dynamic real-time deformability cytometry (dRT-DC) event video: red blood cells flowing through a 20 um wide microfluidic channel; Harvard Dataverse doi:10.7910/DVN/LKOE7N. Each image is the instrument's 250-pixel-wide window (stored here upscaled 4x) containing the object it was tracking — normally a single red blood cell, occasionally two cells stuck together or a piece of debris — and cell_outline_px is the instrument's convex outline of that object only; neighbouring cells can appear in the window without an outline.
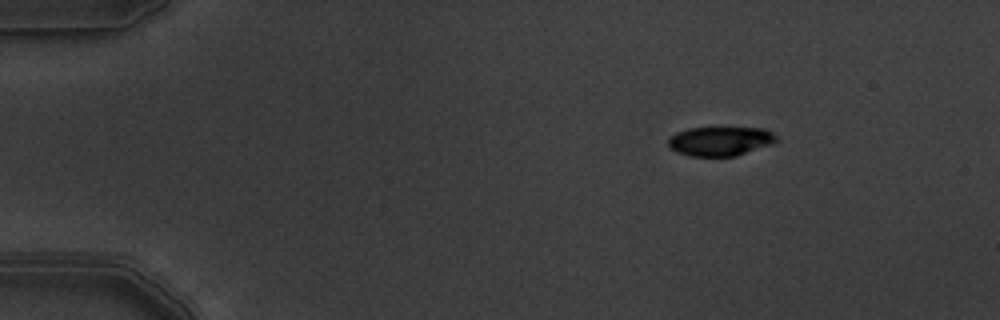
{"species": "common noctule bat (a hibernating species)", "species_latin": "Nyctalus noctula", "temperature_condition": "warm", "stored_images_in_passage": 4, "segment_of_instrument_passage": [1, 2], "camera_frame_rate_fps": 3000, "um_per_image_px": 0.085, "animal": {"sex": "male", "body_mass_g": 19.5, "forearm_length_mm": 54.6}, "frame": {"image": 1, "passage_image": 1, "time_ms": 0.0, "image_size_px": [1000, 320], "cell_outline_px": [[776, 140], [772, 144], [736, 156], [688, 156], [676, 152], [668, 144], [668, 140], [676, 132], [688, 128], [764, 128], [772, 132], [776, 136]], "centroid_in_image_um": [61.21, 12.0], "position_along_channel_um": 23.8, "area_um2": 18.32}}